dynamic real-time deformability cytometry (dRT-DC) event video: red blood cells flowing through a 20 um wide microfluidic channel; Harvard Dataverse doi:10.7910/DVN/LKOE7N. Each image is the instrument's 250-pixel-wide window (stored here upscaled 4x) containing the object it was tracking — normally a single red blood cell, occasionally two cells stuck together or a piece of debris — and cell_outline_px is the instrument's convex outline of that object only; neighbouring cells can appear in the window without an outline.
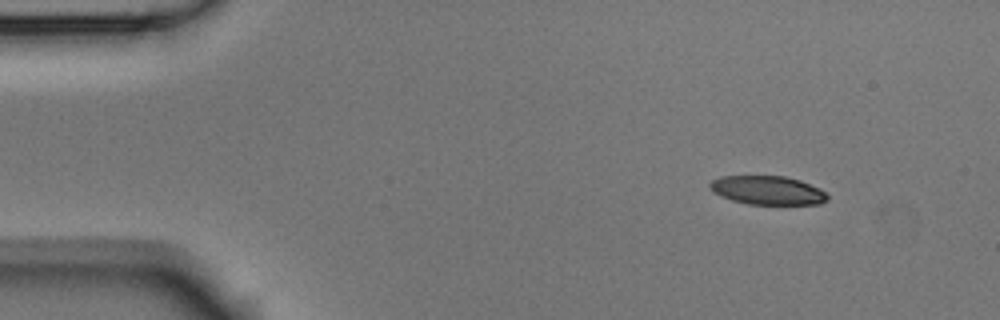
{"species": "Egyptian fruit bat (a non-hibernating species)", "species_latin": "Rousettus aegyptiacus", "temperature_condition": "room temperature", "stored_images_in_passage": 3, "camera_frame_rate_fps": 3000, "um_per_image_px": 0.085, "animal": {"sex": "male"}, "frame": {"image": 1, "passage_image": 1, "time_ms": 0.0, "image_size_px": [1000, 320], "cell_outline_px": [[828, 200], [820, 204], [748, 204], [732, 200], [720, 196], [712, 192], [708, 184], [712, 180], [720, 176], [784, 176], [800, 180], [820, 188], [828, 196]], "centroid_in_image_um": [65.23, 16.17], "position_along_channel_um": 19.8, "area_um2": 19.77}}